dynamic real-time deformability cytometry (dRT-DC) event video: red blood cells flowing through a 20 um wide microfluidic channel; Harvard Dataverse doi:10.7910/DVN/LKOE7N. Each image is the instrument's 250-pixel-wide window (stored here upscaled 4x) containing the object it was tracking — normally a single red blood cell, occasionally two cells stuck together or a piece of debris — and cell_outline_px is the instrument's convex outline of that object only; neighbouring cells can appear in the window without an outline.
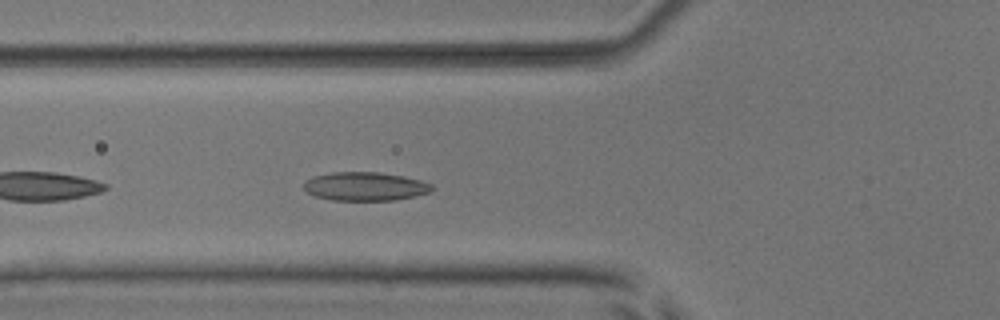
{"species": "common noctule bat (a hibernating species)", "species_latin": "Nyctalus noctula", "temperature_condition": "room temperature", "stored_images_in_passage": 35, "camera_frame_rate_fps": 3000, "um_per_image_px": 0.085, "animal": {"sex": "male", "body_mass_g": 17.9, "forearm_length_mm": 54.2}, "frame": {"image": 1, "passage_image": 5, "time_ms": 1.333, "image_size_px": [1000, 320], "cell_outline_px": [[432, 188], [428, 192], [416, 196], [396, 200], [332, 200], [316, 196], [308, 192], [304, 188], [304, 184], [312, 176], [332, 172], [380, 172], [404, 176], [420, 180], [432, 184]], "centroid_in_image_um": [31.04, 15.84], "position_along_channel_um": 94.8, "area_um2": 21.27}}
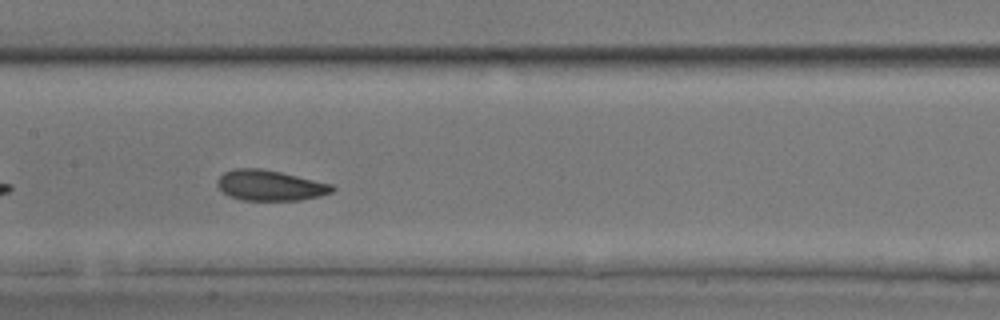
{"frame": {"image": 2, "passage_image": 12, "time_ms": 3.667, "image_size_px": [1000, 320], "cell_outline_px": [[336, 188], [332, 192], [320, 196], [300, 200], [240, 200], [224, 192], [216, 184], [216, 180], [224, 172], [236, 168], [260, 168], [280, 172], [332, 184]], "centroid_in_image_um": [22.96, 15.76], "position_along_channel_um": 184.4, "area_um2": 20.29}}
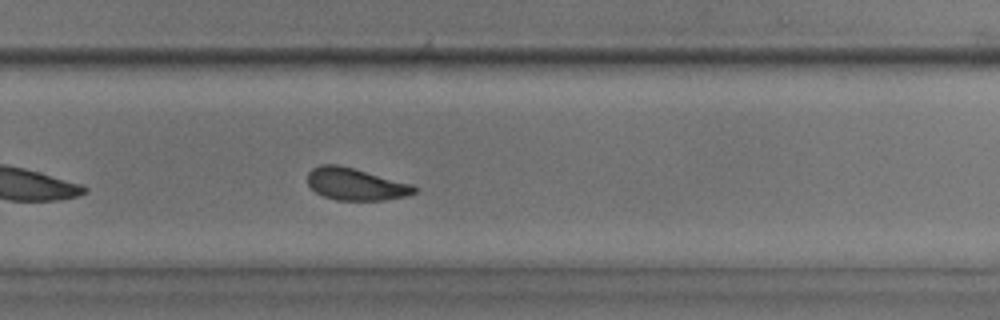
{"frame": {"image": 3, "passage_image": 21, "time_ms": 6.667, "image_size_px": [1000, 320], "cell_outline_px": [[416, 192], [404, 196], [384, 200], [336, 200], [324, 196], [316, 192], [308, 184], [308, 172], [312, 168], [320, 164], [340, 164], [412, 184], [416, 188]], "centroid_in_image_um": [30.2, 15.64], "position_along_channel_um": 299.6, "area_um2": 19.94}, "authors_computed_cell_mechanics": {"area_um2": 20.0566, "velocity_mm_per_s": 3.8553, "shape_relaxation_time_tau1_ms": 4.3809, "shape_relaxation_time_tau2_ms": 3.9219, "deformation_change_tau1": 0.1106, "deformation_change_tau2": 0.098}}